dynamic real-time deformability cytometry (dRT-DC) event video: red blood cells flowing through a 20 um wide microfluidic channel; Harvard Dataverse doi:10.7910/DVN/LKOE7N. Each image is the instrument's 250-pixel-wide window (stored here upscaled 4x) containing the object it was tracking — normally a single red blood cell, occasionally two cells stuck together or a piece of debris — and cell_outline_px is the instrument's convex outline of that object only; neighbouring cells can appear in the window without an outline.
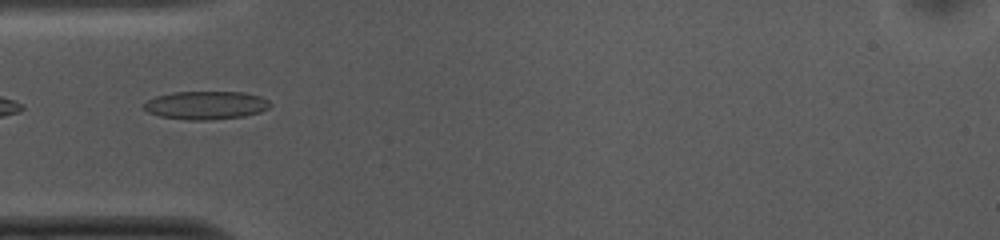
{"species": "common noctule bat (a hibernating species)", "species_latin": "Nyctalus noctula", "temperature_condition": "cold", "stored_images_in_passage": 39, "camera_frame_rate_fps": 3000, "um_per_image_px": 0.085, "animal": {"sex": "female", "body_mass_g": 10.0, "forearm_length_mm": 53.1}, "frame": {"image": 1, "passage_image": 2, "time_ms": 0.333, "image_size_px": [1000, 240], "cell_outline_px": [[272, 104], [268, 108], [260, 112], [244, 116], [204, 120], [188, 120], [160, 116], [148, 112], [144, 108], [144, 104], [148, 100], [156, 96], [172, 92], [244, 92], [260, 96], [268, 100]], "centroid_in_image_um": [17.52, 8.94], "position_along_channel_um": 67.5, "area_um2": 20.69}}
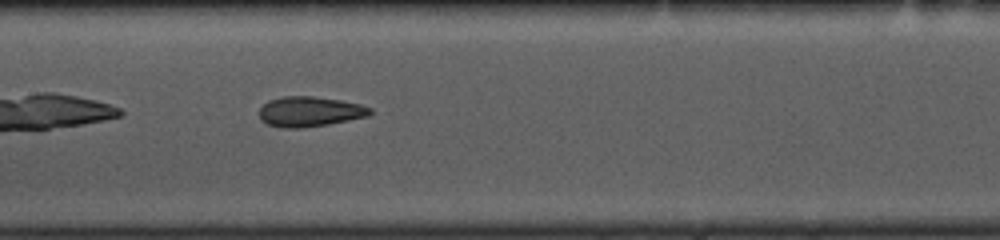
{"frame": {"image": 2, "passage_image": 11, "time_ms": 3.333, "image_size_px": [1000, 240], "cell_outline_px": [[372, 112], [368, 116], [328, 124], [300, 128], [284, 128], [268, 124], [260, 120], [260, 108], [268, 100], [284, 96], [312, 96], [340, 100], [360, 104], [372, 108]], "centroid_in_image_um": [26.32, 9.48], "position_along_channel_um": 181.1, "area_um2": 19.36}}
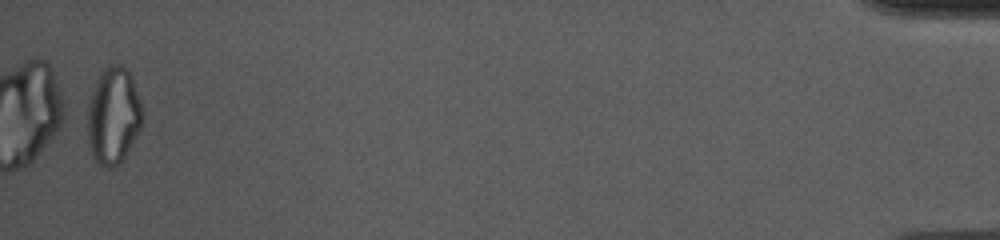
{"frame": {"image": 3, "passage_image": 38, "time_ms": 12.333, "image_size_px": [1000, 240], "cell_outline_px": [[140, 128], [120, 164], [112, 168], [108, 168], [100, 164], [92, 156], [88, 140], [88, 104], [92, 88], [100, 72], [108, 64], [124, 64], [128, 68], [132, 76], [140, 104]], "centroid_in_image_um": [9.6, 9.79], "position_along_channel_um": 425.6, "area_um2": 30.75}, "authors_computed_cell_mechanics": {"area_um2": 19.941, "velocity_mm_per_s": 3.7549, "shape_relaxation_time_tau1_ms": null, "shape_relaxation_time_tau2_ms": 2.484, "deformation_change_tau1": null, "deformation_change_tau2": 0.108}}